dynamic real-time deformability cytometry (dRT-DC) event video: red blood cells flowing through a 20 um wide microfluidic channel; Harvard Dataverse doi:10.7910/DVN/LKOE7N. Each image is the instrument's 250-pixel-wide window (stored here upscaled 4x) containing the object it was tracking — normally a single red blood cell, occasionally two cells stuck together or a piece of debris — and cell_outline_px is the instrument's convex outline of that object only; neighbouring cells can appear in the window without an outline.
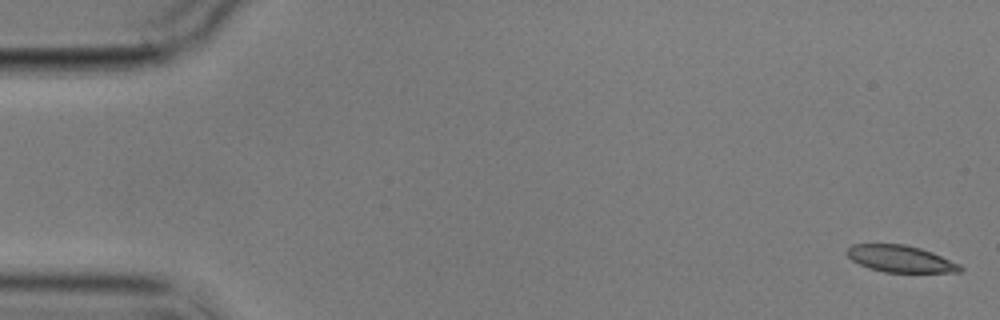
{"species": "common noctule bat (a hibernating species)", "species_latin": "Nyctalus noctula", "temperature_condition": "cold", "stored_images_in_passage": 5, "camera_frame_rate_fps": 3000, "um_per_image_px": 0.085, "animal": {"sex": "male", "body_mass_g": 17.9}, "frame": {"image": 1, "passage_image": 1, "time_ms": 0.0, "image_size_px": [1000, 320], "cell_outline_px": [[964, 268], [960, 272], [884, 272], [868, 268], [852, 260], [844, 252], [852, 244], [904, 244], [920, 248], [932, 252], [960, 264]], "centroid_in_image_um": [76.53, 22.0], "position_along_channel_um": 8.5, "area_um2": 17.69}}
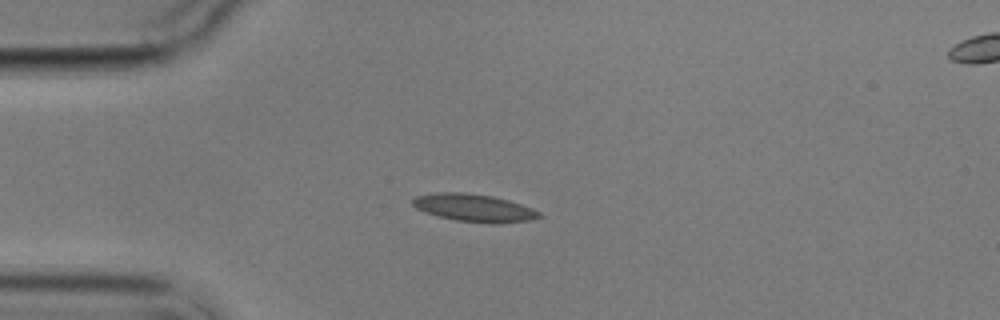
{"frame": {"image": 2, "passage_image": 4, "time_ms": 4.333, "image_size_px": [1000, 320], "cell_outline_px": [[544, 216], [532, 220], [496, 224], [492, 224], [456, 220], [424, 212], [416, 208], [412, 204], [412, 200], [416, 196], [436, 192], [464, 192], [492, 196], [508, 200], [532, 208], [540, 212]], "centroid_in_image_um": [40.32, 17.67], "position_along_channel_um": 44.7, "area_um2": 20.46}}